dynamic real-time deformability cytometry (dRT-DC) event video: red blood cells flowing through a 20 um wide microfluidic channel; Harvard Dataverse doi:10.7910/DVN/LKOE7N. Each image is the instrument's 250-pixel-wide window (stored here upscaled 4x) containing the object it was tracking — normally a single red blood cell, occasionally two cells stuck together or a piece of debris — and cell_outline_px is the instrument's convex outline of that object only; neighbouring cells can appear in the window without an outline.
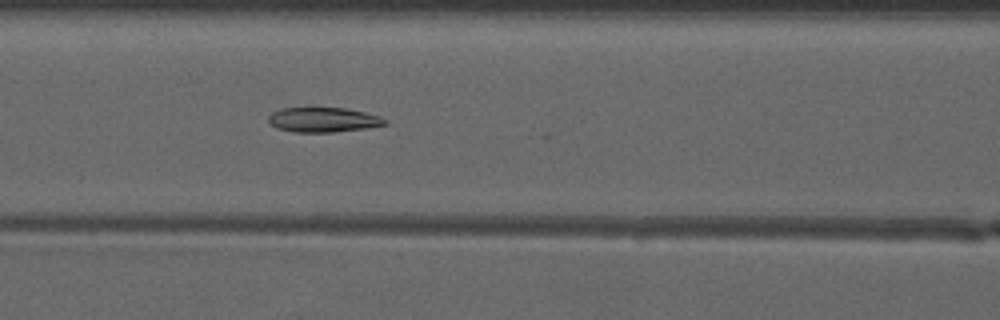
{"species": "common noctule bat (a hibernating species)", "species_latin": "Nyctalus noctula", "temperature_condition": "warm", "stored_images_in_passage": 41, "camera_frame_rate_fps": 3000, "um_per_image_px": 0.085, "animal": {"sex": "male", "forearm_length_mm": 52.5}, "frame": {"image": 1, "passage_image": 14, "time_ms": 4.333, "image_size_px": [1000, 320], "cell_outline_px": [[388, 124], [364, 128], [332, 132], [296, 132], [276, 128], [268, 120], [268, 116], [272, 112], [280, 108], [344, 108], [364, 112], [380, 116], [388, 120]], "centroid_in_image_um": [27.47, 10.18], "position_along_channel_um": 139.1, "area_um2": 16.7}}
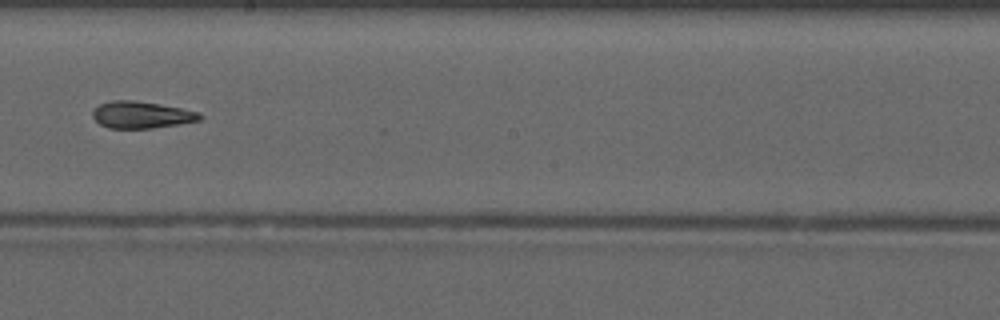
{"frame": {"image": 2, "passage_image": 21, "time_ms": 6.667, "image_size_px": [1000, 320], "cell_outline_px": [[204, 116], [200, 120], [152, 128], [108, 128], [100, 124], [92, 116], [92, 112], [100, 104], [112, 100], [132, 100], [160, 104], [200, 112]], "centroid_in_image_um": [12.03, 9.75], "position_along_channel_um": 236.2, "area_um2": 16.65}}
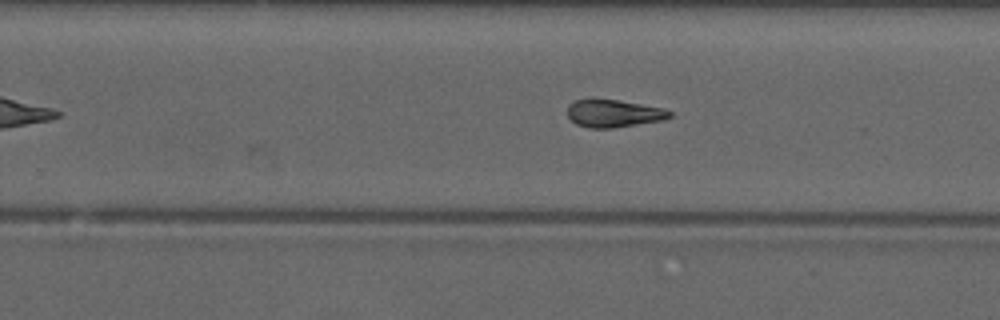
{"frame": {"image": 3, "passage_image": 24, "time_ms": 7.667, "image_size_px": [1000, 320], "cell_outline_px": [[672, 116], [664, 120], [612, 128], [588, 128], [576, 124], [568, 116], [568, 104], [572, 100], [616, 100], [664, 108], [672, 112]], "centroid_in_image_um": [52.17, 9.65], "position_along_channel_um": 277.6, "area_um2": 16.3}, "authors_computed_cell_mechanics": {"area_um2": 16.9932, "velocity_mm_per_s": 4.1653, "shape_relaxation_time_tau1_ms": null, "shape_relaxation_time_tau2_ms": 5.3015, "deformation_change_tau1": null, "deformation_change_tau2": 0.1386}}